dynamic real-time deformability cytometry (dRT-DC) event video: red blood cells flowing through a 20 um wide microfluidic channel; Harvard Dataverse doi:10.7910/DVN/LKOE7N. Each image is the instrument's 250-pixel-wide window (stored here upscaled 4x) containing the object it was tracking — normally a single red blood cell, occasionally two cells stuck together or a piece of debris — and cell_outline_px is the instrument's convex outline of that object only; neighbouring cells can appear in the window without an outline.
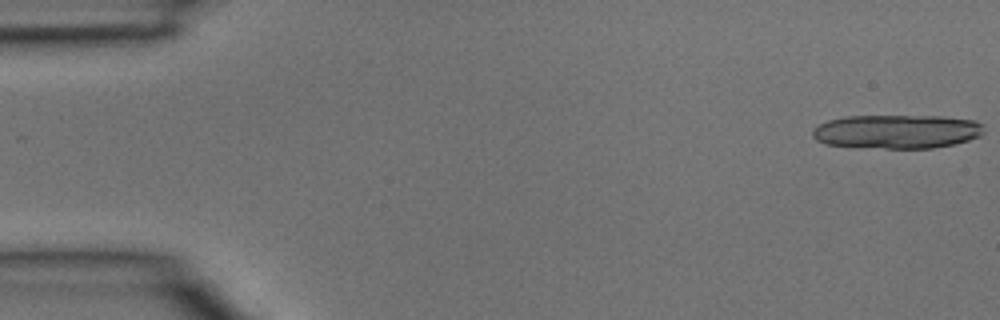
{"species": "common noctule bat (a hibernating species)", "species_latin": "Nyctalus noctula", "temperature_condition": "room temperature", "stored_images_in_passage": 3, "camera_frame_rate_fps": 3000, "um_per_image_px": 0.085, "animal": {"sex": "male", "body_mass_g": 15.6}, "frame": {"image": 1, "passage_image": 1, "time_ms": 0.0, "image_size_px": [1000, 320], "cell_outline_px": [[984, 132], [980, 136], [968, 140], [952, 144], [932, 148], [884, 148], [824, 144], [816, 140], [812, 136], [812, 128], [828, 120], [848, 116], [944, 116], [976, 120], [984, 124]], "centroid_in_image_um": [76.26, 11.17], "position_along_channel_um": 8.7, "area_um2": 33.99}}